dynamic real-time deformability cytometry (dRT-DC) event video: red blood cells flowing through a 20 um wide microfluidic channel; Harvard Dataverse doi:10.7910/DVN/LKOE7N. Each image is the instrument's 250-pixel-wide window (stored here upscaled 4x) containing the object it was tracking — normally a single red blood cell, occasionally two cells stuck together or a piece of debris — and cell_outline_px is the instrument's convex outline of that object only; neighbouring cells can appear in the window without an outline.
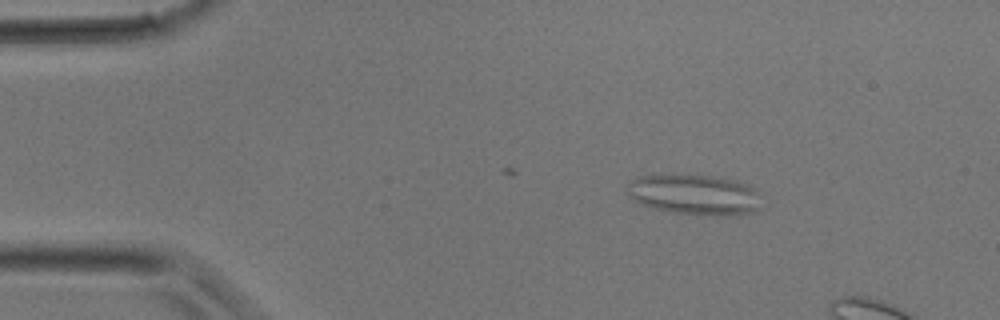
{"species": "common noctule bat (a hibernating species)", "species_latin": "Nyctalus noctula", "temperature_condition": "room temperature", "stored_images_in_passage": 10, "camera_frame_rate_fps": 3000, "um_per_image_px": 0.085, "animal": {"sex": "male", "body_mass_g": 17.9}, "frame": {"image": 1, "passage_image": 6, "time_ms": 1.667, "image_size_px": [1000, 320], "cell_outline_px": [[756, 212], [732, 216], [712, 216], [672, 212], [652, 208], [640, 204], [632, 200], [628, 196], [624, 184], [628, 180], [640, 176], [656, 172], [712, 176], [736, 180], [748, 184], [756, 192]], "centroid_in_image_um": [58.87, 16.51], "position_along_channel_um": 26.1, "area_um2": 32.54}}